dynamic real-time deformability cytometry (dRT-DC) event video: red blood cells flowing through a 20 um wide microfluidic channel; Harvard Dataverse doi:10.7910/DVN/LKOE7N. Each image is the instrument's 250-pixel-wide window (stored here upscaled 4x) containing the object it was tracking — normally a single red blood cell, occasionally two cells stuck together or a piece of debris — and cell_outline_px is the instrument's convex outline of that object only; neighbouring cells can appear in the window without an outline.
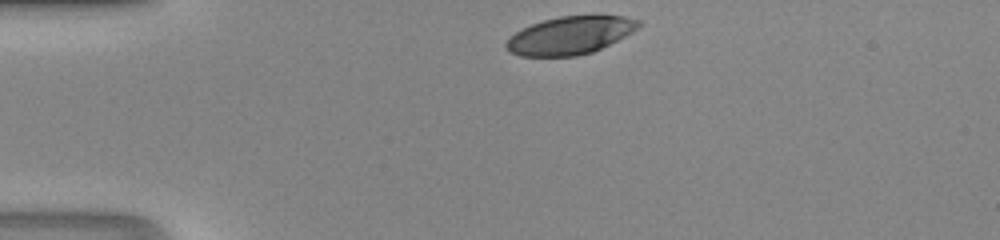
{"species": "human", "species_latin": "Homo sapiens", "temperature_condition": "room temperature", "stored_images_in_passage": 29, "camera_frame_rate_fps": 3000, "um_per_image_px": 0.085, "donor": {"sex": "male"}, "frame": {"image": 1, "passage_image": 1, "time_ms": 0.0, "image_size_px": [1000, 240], "cell_outline_px": [[640, 24], [632, 32], [592, 52], [576, 56], [520, 56], [512, 52], [504, 44], [516, 32], [532, 24], [544, 20], [560, 16], [624, 16], [640, 20]], "centroid_in_image_um": [48.45, 3.01], "position_along_channel_um": 36.5, "area_um2": 28.55}}
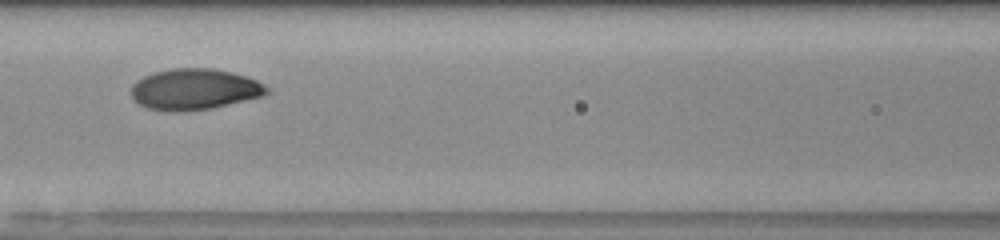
{"frame": {"image": 2, "passage_image": 12, "time_ms": 3.667, "image_size_px": [1000, 240], "cell_outline_px": [[268, 92], [264, 96], [212, 108], [184, 112], [172, 112], [148, 108], [140, 104], [132, 96], [132, 84], [136, 80], [144, 76], [156, 72], [172, 68], [212, 68], [232, 72], [256, 80], [268, 88]], "centroid_in_image_um": [16.53, 7.59], "position_along_channel_um": 150.1, "area_um2": 32.37}}
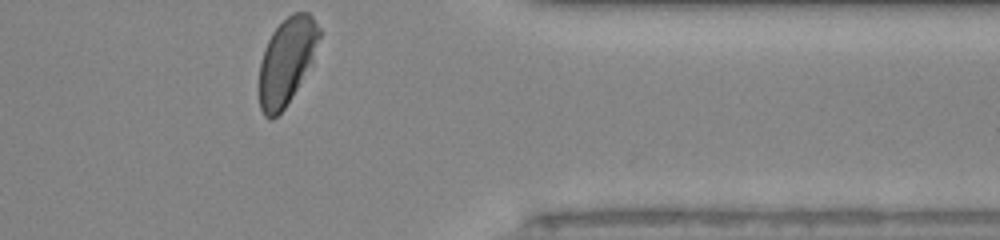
{"frame": {"image": 3, "passage_image": 29, "time_ms": 9.333, "image_size_px": [1000, 240], "cell_outline_px": [[320, 36], [312, 60], [292, 96], [284, 108], [272, 120], [264, 116], [260, 108], [260, 60], [264, 48], [272, 32], [292, 12], [308, 12], [312, 16], [320, 28]], "centroid_in_image_um": [24.35, 5.17], "position_along_channel_um": 387.0, "area_um2": 29.77}}